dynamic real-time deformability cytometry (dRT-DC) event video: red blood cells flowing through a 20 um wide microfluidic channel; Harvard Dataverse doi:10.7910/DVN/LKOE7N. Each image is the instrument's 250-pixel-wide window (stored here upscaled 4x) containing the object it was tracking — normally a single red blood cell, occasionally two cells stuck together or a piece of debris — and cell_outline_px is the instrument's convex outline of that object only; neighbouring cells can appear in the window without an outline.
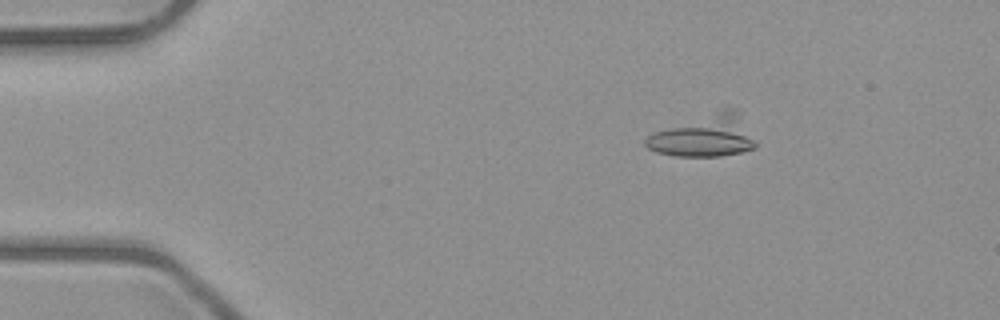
{"species": "common noctule bat (a hibernating species)", "species_latin": "Nyctalus noctula", "temperature_condition": "room temperature", "stored_images_in_passage": 5, "camera_frame_rate_fps": 3000, "um_per_image_px": 0.085, "animal": {"sex": "male", "body_mass_g": 23.1, "forearm_length_mm": 52.7}, "frame": {"image": 1, "passage_image": 3, "time_ms": 2.333, "image_size_px": [1000, 320], "cell_outline_px": [[756, 148], [740, 152], [720, 156], [676, 156], [656, 152], [648, 148], [644, 144], [644, 140], [648, 136], [656, 132], [724, 108], [736, 108], [740, 112], [756, 144]], "centroid_in_image_um": [59.91, 11.57], "position_along_channel_um": 25.1, "area_um2": 26.3}}